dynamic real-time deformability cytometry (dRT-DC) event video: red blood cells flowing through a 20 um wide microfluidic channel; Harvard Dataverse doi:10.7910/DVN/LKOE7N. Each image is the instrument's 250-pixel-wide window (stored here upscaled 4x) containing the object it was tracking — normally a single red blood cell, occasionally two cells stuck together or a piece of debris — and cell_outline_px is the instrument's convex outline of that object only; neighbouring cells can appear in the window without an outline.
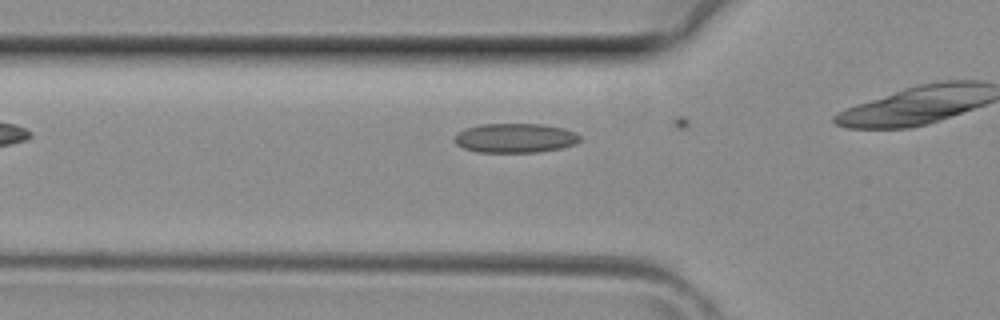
{"species": "common noctule bat (a hibernating species)", "species_latin": "Nyctalus noctula", "temperature_condition": "room temperature", "stored_images_in_passage": 4, "camera_frame_rate_fps": 3000, "um_per_image_px": 0.085, "animal": {"sex": "female", "body_mass_g": 29.2, "forearm_length_mm": 56.3}, "frame": {"image": 1, "passage_image": 2, "time_ms": 0.333, "image_size_px": [1000, 320], "cell_outline_px": [[580, 140], [576, 144], [560, 148], [540, 152], [476, 152], [464, 148], [456, 144], [456, 132], [464, 128], [480, 124], [544, 124], [564, 128], [576, 132], [580, 136]], "centroid_in_image_um": [43.8, 11.73], "position_along_channel_um": 82.0, "area_um2": 21.62}}